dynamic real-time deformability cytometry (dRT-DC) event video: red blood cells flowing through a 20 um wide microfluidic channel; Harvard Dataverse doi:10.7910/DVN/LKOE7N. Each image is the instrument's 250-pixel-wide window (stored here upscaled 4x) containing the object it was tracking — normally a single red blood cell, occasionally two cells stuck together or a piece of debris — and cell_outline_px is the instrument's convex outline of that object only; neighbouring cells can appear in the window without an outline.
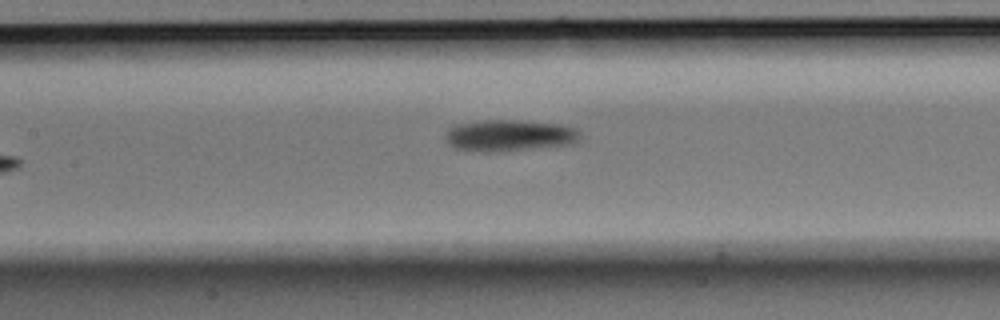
{"species": "Egyptian fruit bat (a non-hibernating species)", "species_latin": "Rousettus aegyptiacus", "temperature_condition": "room temperature", "stored_images_in_passage": 7, "camera_frame_rate_fps": 3000, "um_per_image_px": 0.085, "animal": {"sex": "male"}, "frame": {"image": 1, "passage_image": 6, "time_ms": 1.667, "image_size_px": [1000, 320], "cell_outline_px": [[580, 140], [576, 144], [488, 152], [484, 152], [456, 148], [448, 140], [448, 128], [456, 124], [484, 120], [520, 120], [560, 124], [576, 128], [580, 132]], "centroid_in_image_um": [43.39, 11.5], "position_along_channel_um": 164.0, "area_um2": 24.51}}
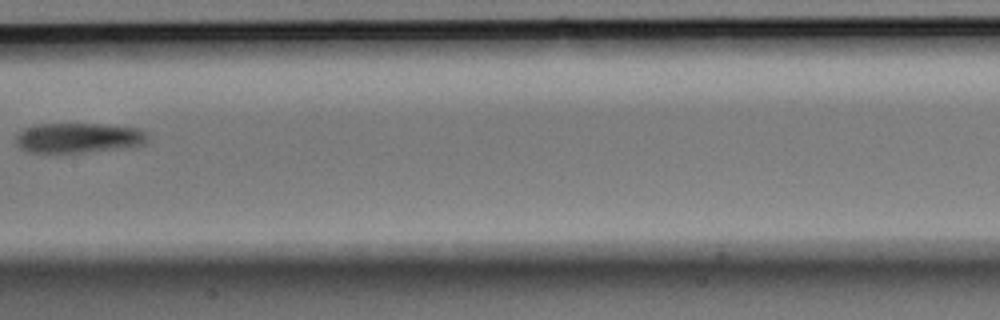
{"frame": {"image": 2, "passage_image": 7, "time_ms": 2.0, "image_size_px": [1000, 320], "cell_outline_px": [[148, 140], [144, 144], [76, 152], [32, 152], [20, 148], [16, 144], [16, 136], [24, 128], [36, 124], [104, 124], [140, 128], [148, 132]], "centroid_in_image_um": [6.66, 11.69], "position_along_channel_um": 200.7, "area_um2": 22.6}}